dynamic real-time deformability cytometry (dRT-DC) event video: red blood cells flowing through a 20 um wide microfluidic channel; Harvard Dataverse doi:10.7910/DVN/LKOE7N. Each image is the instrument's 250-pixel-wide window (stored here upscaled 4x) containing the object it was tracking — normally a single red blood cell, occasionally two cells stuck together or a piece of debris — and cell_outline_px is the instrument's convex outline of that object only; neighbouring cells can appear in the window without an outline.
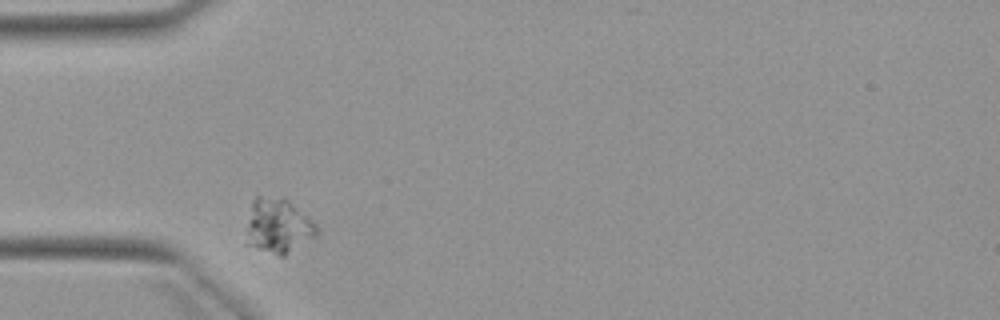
{"species": "Egyptian fruit bat (a non-hibernating species)", "species_latin": "Rousettus aegyptiacus", "temperature_condition": "warm", "stored_images_in_passage": 3, "camera_frame_rate_fps": 3000, "um_per_image_px": 0.085, "animal": {"sex": "female"}, "frame": {"image": 1, "passage_image": 1, "time_ms": 0.0, "image_size_px": [1000, 320], "cell_outline_px": [[320, 240], [284, 256], [280, 256], [244, 244], [252, 200], [256, 196], [280, 196], [288, 200], [312, 220], [316, 228]], "centroid_in_image_um": [23.69, 19.25], "position_along_channel_um": 61.3, "area_um2": 23.29}}
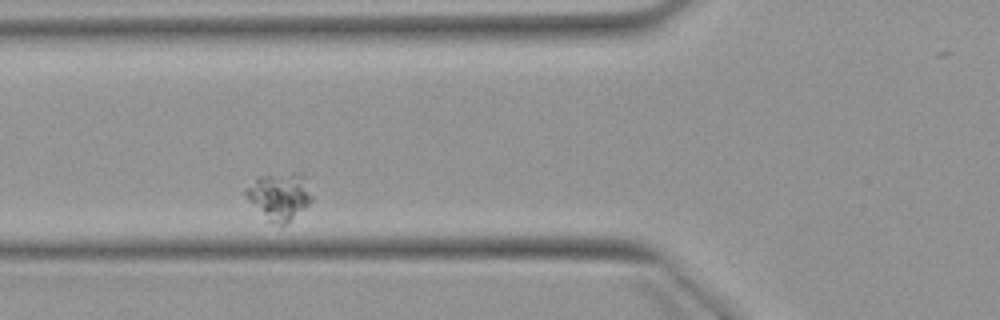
{"frame": {"image": 2, "passage_image": 2, "time_ms": 1.333, "image_size_px": [1000, 320], "cell_outline_px": [[312, 200], [304, 208], [284, 224], [280, 224], [268, 220], [244, 192], [244, 188], [260, 176], [300, 168], [304, 172], [312, 196]], "centroid_in_image_um": [23.82, 16.55], "position_along_channel_um": 102.0, "area_um2": 18.15}}
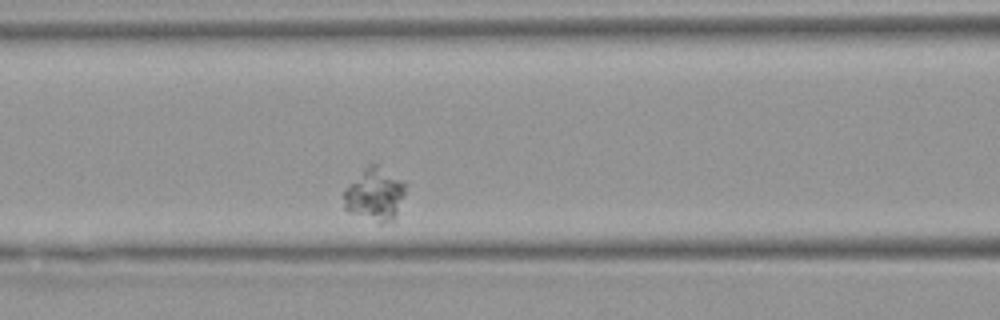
{"frame": {"image": 3, "passage_image": 3, "time_ms": 2.333, "image_size_px": [1000, 320], "cell_outline_px": [[408, 184], [404, 196], [392, 220], [380, 224], [352, 212], [344, 208], [344, 192], [364, 168], [368, 164], [376, 164], [404, 180]], "centroid_in_image_um": [31.9, 16.51], "position_along_channel_um": 134.7, "area_um2": 18.67}}